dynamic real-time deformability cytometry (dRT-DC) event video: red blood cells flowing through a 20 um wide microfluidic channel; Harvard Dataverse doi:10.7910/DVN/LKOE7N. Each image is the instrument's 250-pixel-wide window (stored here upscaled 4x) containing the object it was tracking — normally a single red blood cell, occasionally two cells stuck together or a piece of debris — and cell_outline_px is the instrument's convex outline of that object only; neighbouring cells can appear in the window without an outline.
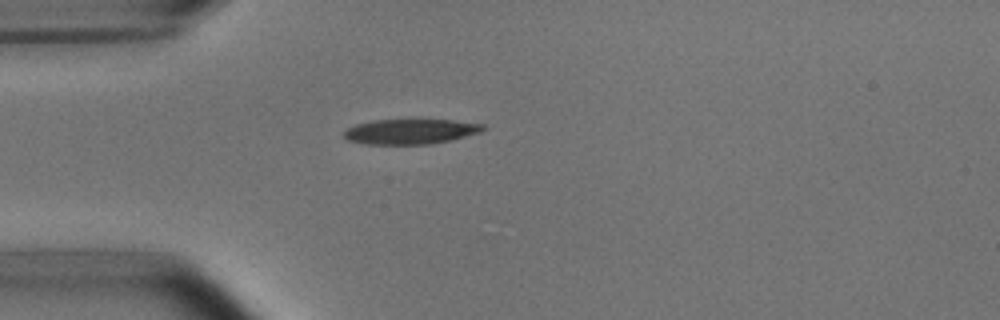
{"species": "common noctule bat (a hibernating species)", "species_latin": "Nyctalus noctula", "temperature_condition": "room temperature", "stored_images_in_passage": 3, "camera_frame_rate_fps": 3000, "um_per_image_px": 0.085, "animal": {"sex": "male", "body_mass_g": 15.6}, "frame": {"image": 1, "passage_image": 1, "time_ms": 0.0, "image_size_px": [1000, 320], "cell_outline_px": [[488, 128], [480, 132], [432, 144], [364, 144], [348, 140], [344, 136], [344, 132], [348, 128], [356, 124], [376, 120], [452, 120], [484, 124]], "centroid_in_image_um": [34.9, 11.18], "position_along_channel_um": 50.1, "area_um2": 20.11}}